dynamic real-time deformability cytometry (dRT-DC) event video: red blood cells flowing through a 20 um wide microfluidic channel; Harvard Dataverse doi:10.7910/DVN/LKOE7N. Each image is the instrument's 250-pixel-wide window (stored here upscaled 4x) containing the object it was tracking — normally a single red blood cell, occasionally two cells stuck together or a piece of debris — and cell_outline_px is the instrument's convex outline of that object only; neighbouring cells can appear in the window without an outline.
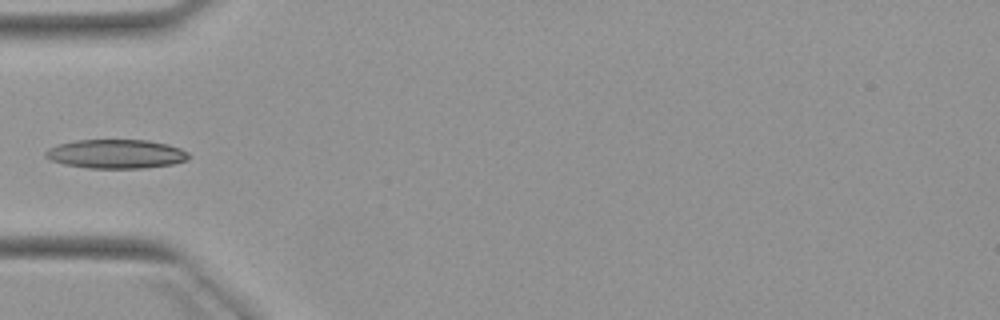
{"species": "Egyptian fruit bat (a non-hibernating species)", "species_latin": "Rousettus aegyptiacus", "temperature_condition": "warm", "stored_images_in_passage": 5, "camera_frame_rate_fps": 3000, "um_per_image_px": 0.085, "animal": {"sex": "female"}, "frame": {"image": 1, "passage_image": 5, "time_ms": 4.667, "image_size_px": [1000, 320], "cell_outline_px": [[192, 156], [188, 160], [172, 164], [144, 168], [88, 168], [64, 164], [52, 160], [44, 156], [44, 152], [48, 148], [60, 144], [76, 140], [148, 140], [168, 144], [180, 148], [188, 152]], "centroid_in_image_um": [9.9, 13.08], "position_along_channel_um": 75.1, "area_um2": 24.28}}